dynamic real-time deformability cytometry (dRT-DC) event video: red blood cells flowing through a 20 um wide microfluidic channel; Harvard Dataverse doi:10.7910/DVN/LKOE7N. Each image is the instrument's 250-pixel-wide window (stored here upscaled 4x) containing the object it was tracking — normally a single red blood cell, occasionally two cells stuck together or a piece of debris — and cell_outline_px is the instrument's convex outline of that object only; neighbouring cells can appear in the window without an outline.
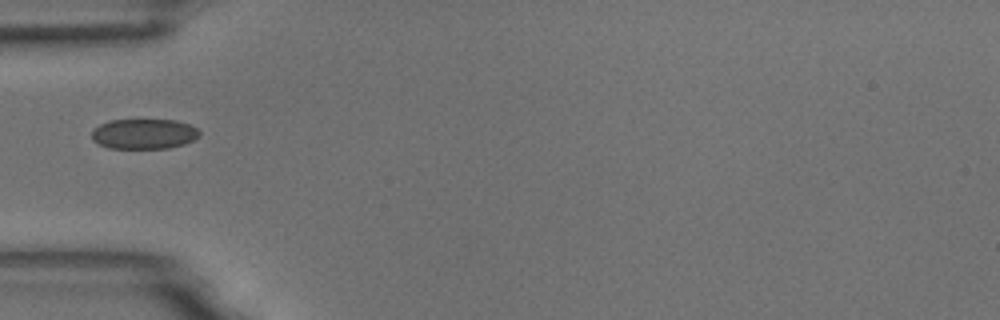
{"species": "common noctule bat (a hibernating species)", "species_latin": "Nyctalus noctula", "temperature_condition": "room temperature", "stored_images_in_passage": 11, "camera_frame_rate_fps": 3000, "um_per_image_px": 0.085, "animal": {"sex": "male", "body_mass_g": 18.8}, "frame": {"image": 1, "passage_image": 1, "time_ms": 0.0, "image_size_px": [1000, 320], "cell_outline_px": [[200, 136], [184, 144], [168, 148], [108, 148], [92, 140], [92, 132], [100, 124], [108, 120], [176, 120], [188, 124], [196, 128], [200, 132]], "centroid_in_image_um": [12.24, 11.38], "position_along_channel_um": 72.8, "area_um2": 18.84}}
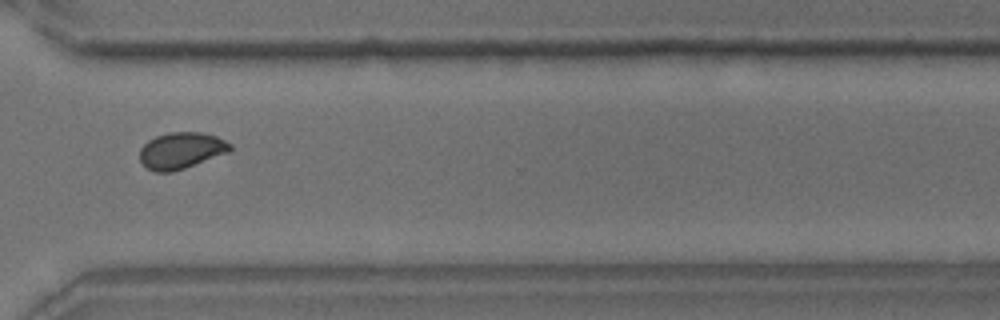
{"frame": {"image": 2, "passage_image": 8, "time_ms": 2.333, "image_size_px": [1000, 320], "cell_outline_px": [[232, 148], [228, 152], [184, 168], [172, 172], [156, 172], [148, 168], [140, 160], [140, 148], [148, 140], [156, 136], [168, 132], [204, 132], [216, 136], [232, 144]], "centroid_in_image_um": [15.4, 12.78], "position_along_channel_um": 355.2, "area_um2": 19.07}}
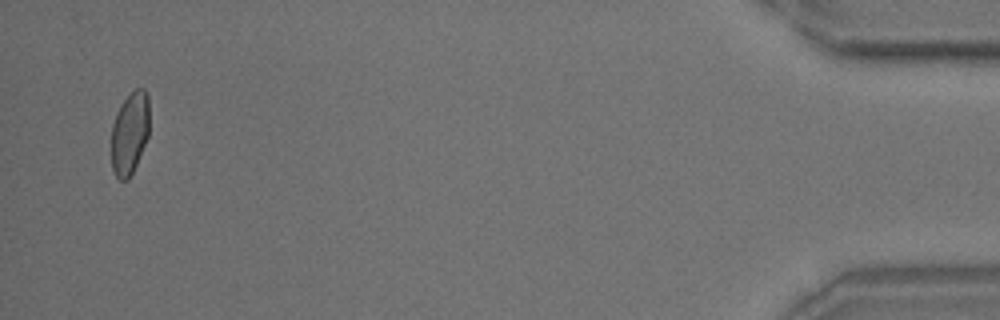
{"frame": {"image": 3, "passage_image": 11, "time_ms": 3.333, "image_size_px": [1000, 320], "cell_outline_px": [[148, 136], [136, 164], [128, 180], [120, 180], [116, 176], [112, 168], [112, 124], [116, 112], [124, 100], [136, 88], [144, 88], [148, 96]], "centroid_in_image_um": [11.02, 11.31], "position_along_channel_um": 424.2, "area_um2": 18.03}}